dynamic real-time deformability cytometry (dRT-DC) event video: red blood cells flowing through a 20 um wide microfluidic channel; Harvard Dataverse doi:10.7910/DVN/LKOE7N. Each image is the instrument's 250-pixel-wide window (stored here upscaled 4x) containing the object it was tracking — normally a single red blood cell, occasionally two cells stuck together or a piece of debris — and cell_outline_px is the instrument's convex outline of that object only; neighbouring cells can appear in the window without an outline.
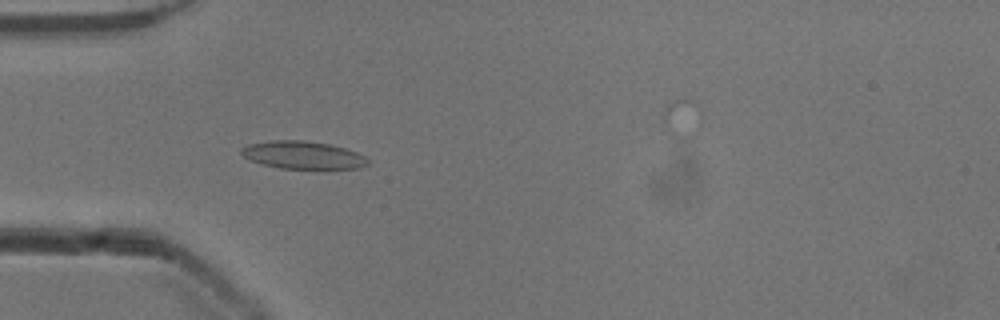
{"species": "common noctule bat (a hibernating species)", "species_latin": "Nyctalus noctula", "temperature_condition": "cold", "stored_images_in_passage": 3, "camera_frame_rate_fps": 3000, "um_per_image_px": 0.085, "animal": {"sex": "male", "body_mass_g": 13.3}, "frame": {"image": 1, "passage_image": 3, "time_ms": 0.667, "image_size_px": [1000, 320], "cell_outline_px": [[368, 164], [360, 168], [324, 172], [280, 168], [260, 164], [244, 156], [240, 152], [240, 148], [248, 144], [268, 140], [304, 140], [328, 144], [344, 148], [356, 152], [364, 156], [368, 160]], "centroid_in_image_um": [25.79, 13.23], "position_along_channel_um": 59.2, "area_um2": 21.44}}